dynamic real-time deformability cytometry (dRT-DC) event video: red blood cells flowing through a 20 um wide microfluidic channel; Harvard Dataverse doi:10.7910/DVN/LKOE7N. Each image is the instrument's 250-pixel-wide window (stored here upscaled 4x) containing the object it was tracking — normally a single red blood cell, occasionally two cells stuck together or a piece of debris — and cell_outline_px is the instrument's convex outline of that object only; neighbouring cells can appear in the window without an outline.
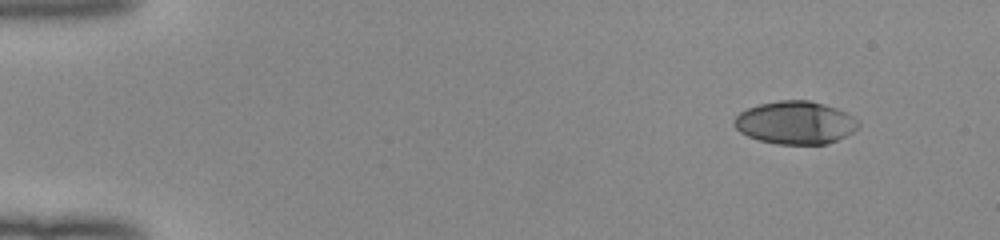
{"species": "human", "species_latin": "Homo sapiens", "temperature_condition": "room temperature", "stored_images_in_passage": 48, "camera_frame_rate_fps": 3000, "um_per_image_px": 0.085, "donor": {"sex": "female"}, "frame": {"image": 1, "passage_image": 1, "time_ms": 0.0, "image_size_px": [1000, 240], "cell_outline_px": [[860, 124], [852, 132], [828, 144], [776, 144], [760, 140], [748, 136], [740, 132], [732, 124], [732, 120], [740, 112], [748, 108], [760, 104], [780, 100], [808, 100], [824, 104], [836, 108], [852, 116]], "centroid_in_image_um": [67.56, 10.42], "position_along_channel_um": 17.4, "area_um2": 30.87}}
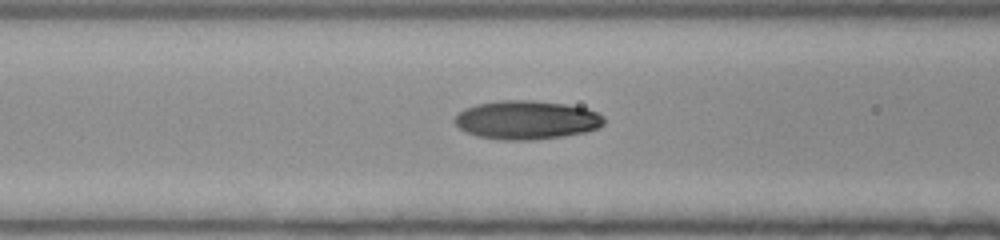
{"frame": {"image": 2, "passage_image": 18, "time_ms": 5.667, "image_size_px": [1000, 240], "cell_outline_px": [[604, 124], [596, 128], [584, 132], [564, 136], [532, 140], [504, 140], [480, 136], [468, 132], [460, 128], [452, 120], [464, 108], [476, 104], [500, 100], [532, 100], [564, 104], [588, 108], [604, 116]], "centroid_in_image_um": [44.76, 10.19], "position_along_channel_um": 121.8, "area_um2": 33.58}}
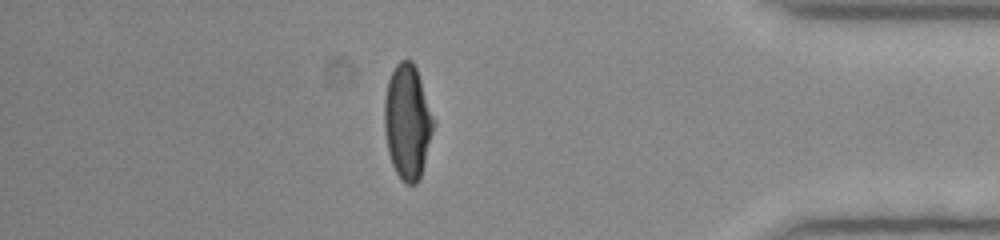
{"frame": {"image": 3, "passage_image": 41, "time_ms": 13.333, "image_size_px": [1000, 240], "cell_outline_px": [[436, 124], [424, 164], [420, 176], [416, 184], [404, 184], [400, 180], [392, 164], [388, 152], [384, 128], [384, 100], [388, 80], [396, 64], [400, 60], [412, 60], [416, 68], [436, 120]], "centroid_in_image_um": [34.65, 10.36], "position_along_channel_um": 400.6, "area_um2": 33.18}}